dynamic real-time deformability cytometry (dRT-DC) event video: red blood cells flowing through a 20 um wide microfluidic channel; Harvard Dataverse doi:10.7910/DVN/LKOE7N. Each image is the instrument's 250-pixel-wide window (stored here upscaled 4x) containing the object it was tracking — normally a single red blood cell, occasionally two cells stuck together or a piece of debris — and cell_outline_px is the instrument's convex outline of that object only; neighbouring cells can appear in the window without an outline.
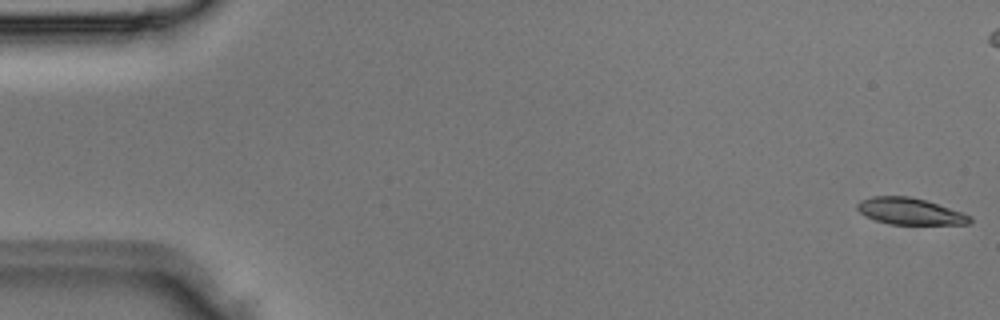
{"species": "Egyptian fruit bat (a non-hibernating species)", "species_latin": "Rousettus aegyptiacus", "temperature_condition": "room temperature", "stored_images_in_passage": 4, "camera_frame_rate_fps": 3000, "um_per_image_px": 0.085, "animal": {"sex": "male"}, "frame": {"image": 1, "passage_image": 1, "time_ms": 0.0, "image_size_px": [1000, 320], "cell_outline_px": [[972, 220], [968, 224], [888, 224], [876, 220], [860, 212], [856, 208], [856, 204], [860, 200], [872, 196], [908, 196], [924, 200], [964, 212], [972, 216]], "centroid_in_image_um": [77.36, 17.96], "position_along_channel_um": 7.6, "area_um2": 17.4}}